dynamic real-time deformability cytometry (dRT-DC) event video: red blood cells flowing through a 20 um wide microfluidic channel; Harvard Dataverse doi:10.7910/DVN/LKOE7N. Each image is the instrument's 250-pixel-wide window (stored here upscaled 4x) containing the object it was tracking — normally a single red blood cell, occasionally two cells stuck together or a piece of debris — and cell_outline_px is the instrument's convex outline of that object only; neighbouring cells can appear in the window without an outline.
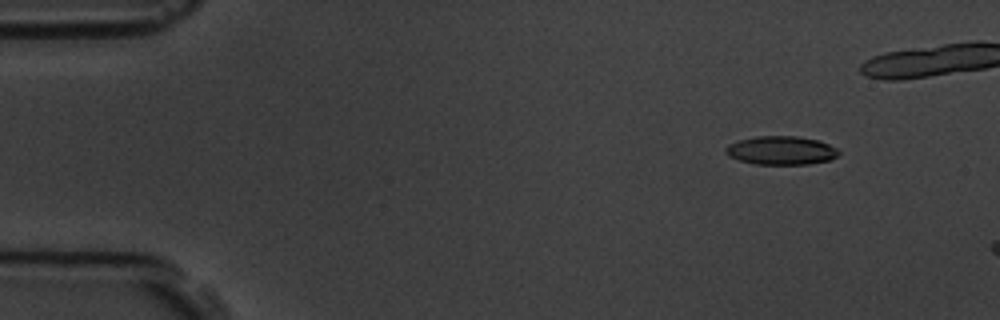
{"species": "common noctule bat (a hibernating species)", "species_latin": "Nyctalus noctula", "temperature_condition": "room temperature", "stored_images_in_passage": 4, "camera_frame_rate_fps": 3000, "um_per_image_px": 0.085, "animal": {"sex": "male", "body_mass_g": 19.5, "forearm_length_mm": 54.6}, "frame": {"image": 1, "passage_image": 2, "time_ms": 1.0, "image_size_px": [1000, 320], "cell_outline_px": [[840, 152], [832, 160], [808, 164], [756, 164], [740, 160], [728, 156], [724, 152], [724, 148], [728, 144], [740, 140], [756, 136], [796, 136], [820, 140], [836, 148]], "centroid_in_image_um": [66.39, 12.78], "position_along_channel_um": 18.6, "area_um2": 18.9}}